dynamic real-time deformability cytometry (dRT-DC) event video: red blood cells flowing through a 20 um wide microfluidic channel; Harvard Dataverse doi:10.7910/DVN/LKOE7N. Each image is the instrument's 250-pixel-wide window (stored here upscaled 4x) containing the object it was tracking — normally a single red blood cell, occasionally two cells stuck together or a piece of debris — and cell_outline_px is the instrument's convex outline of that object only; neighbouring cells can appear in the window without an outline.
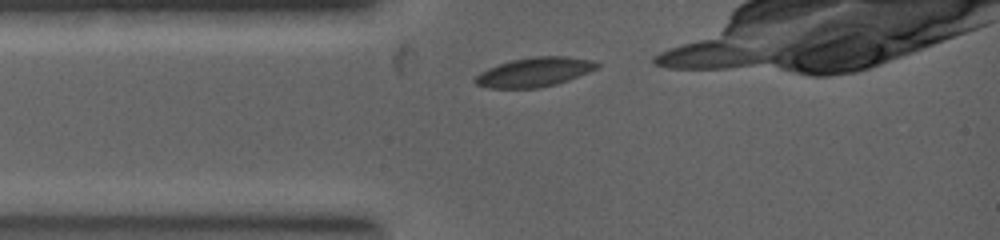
{"species": "common noctule bat (a hibernating species)", "species_latin": "Nyctalus noctula", "temperature_condition": "warm", "stored_images_in_passage": 4, "camera_frame_rate_fps": 5000, "um_per_image_px": 0.085, "animal": {"sex": "female", "body_mass_g": 19.0, "forearm_length_mm": 53.3}, "frame": {"image": 1, "passage_image": 1, "time_ms": 0.0, "image_size_px": [1000, 240], "cell_outline_px": [[600, 64], [596, 68], [588, 72], [556, 84], [536, 88], [492, 88], [476, 84], [476, 76], [488, 68], [512, 60], [536, 56], [564, 56], [588, 60]], "centroid_in_image_um": [45.42, 6.13], "position_along_channel_um": 39.6, "area_um2": 20.17}}